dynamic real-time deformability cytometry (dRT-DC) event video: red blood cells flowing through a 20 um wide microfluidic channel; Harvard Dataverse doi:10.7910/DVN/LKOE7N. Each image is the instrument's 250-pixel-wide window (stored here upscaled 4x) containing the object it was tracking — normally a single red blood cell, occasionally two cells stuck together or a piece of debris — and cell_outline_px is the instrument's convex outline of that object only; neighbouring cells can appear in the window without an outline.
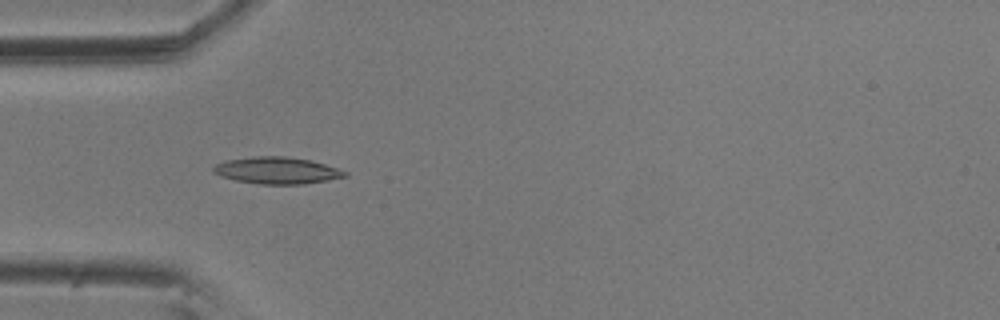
{"species": "common noctule bat (a hibernating species)", "species_latin": "Nyctalus noctula", "temperature_condition": "room temperature", "stored_images_in_passage": 5, "camera_frame_rate_fps": 3000, "um_per_image_px": 0.085, "animal": {"sex": "male", "body_mass_g": 20.5, "forearm_length_mm": 52.5}, "frame": {"image": 1, "passage_image": 4, "time_ms": 1.0, "image_size_px": [1000, 320], "cell_outline_px": [[348, 176], [328, 180], [304, 184], [260, 184], [236, 180], [220, 176], [212, 172], [212, 168], [216, 164], [228, 160], [256, 156], [284, 156], [312, 160], [348, 172]], "centroid_in_image_um": [23.55, 14.49], "position_along_channel_um": 61.5, "area_um2": 20.46}}
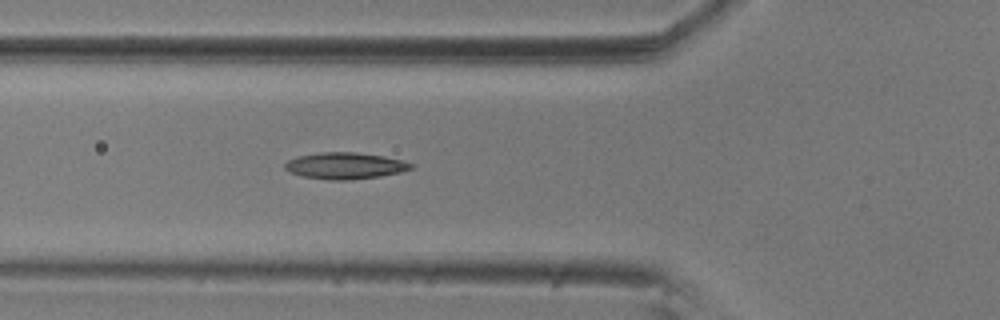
{"frame": {"image": 2, "passage_image": 5, "time_ms": 1.333, "image_size_px": [1000, 320], "cell_outline_px": [[412, 168], [400, 172], [380, 176], [348, 180], [332, 180], [304, 176], [288, 172], [284, 168], [284, 164], [288, 160], [300, 156], [320, 152], [356, 152], [380, 156], [400, 160], [412, 164]], "centroid_in_image_um": [29.28, 14.09], "position_along_channel_um": 96.5, "area_um2": 19.13}}